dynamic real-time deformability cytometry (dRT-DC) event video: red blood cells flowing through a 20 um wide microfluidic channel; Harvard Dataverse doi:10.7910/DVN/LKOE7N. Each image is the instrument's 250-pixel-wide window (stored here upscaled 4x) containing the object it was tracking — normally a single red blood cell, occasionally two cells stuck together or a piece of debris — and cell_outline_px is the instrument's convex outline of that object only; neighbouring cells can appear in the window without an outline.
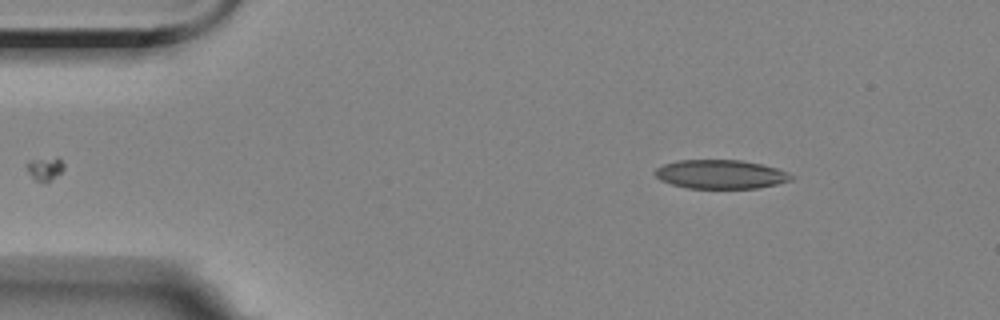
{"species": "Egyptian fruit bat (a non-hibernating species)", "species_latin": "Rousettus aegyptiacus", "temperature_condition": "room temperature", "stored_images_in_passage": 4, "camera_frame_rate_fps": 3000, "um_per_image_px": 0.085, "animal": {"sex": "female"}, "frame": {"image": 1, "passage_image": 4, "time_ms": 3.333, "image_size_px": [1000, 320], "cell_outline_px": [[796, 176], [792, 180], [760, 188], [688, 188], [672, 184], [660, 180], [652, 172], [656, 168], [664, 164], [680, 160], [740, 160], [760, 164], [776, 168], [788, 172]], "centroid_in_image_um": [61.26, 14.82], "position_along_channel_um": 23.7, "area_um2": 22.95}}